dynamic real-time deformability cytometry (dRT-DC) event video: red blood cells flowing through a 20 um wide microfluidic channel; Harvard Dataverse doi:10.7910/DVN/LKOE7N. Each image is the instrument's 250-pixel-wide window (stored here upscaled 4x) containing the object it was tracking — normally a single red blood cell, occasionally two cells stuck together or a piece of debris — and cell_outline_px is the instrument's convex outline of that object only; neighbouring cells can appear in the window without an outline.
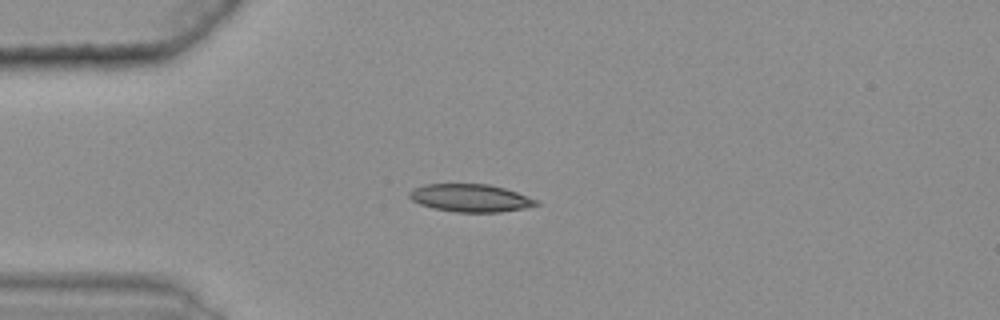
{"species": "common noctule bat (a hibernating species)", "species_latin": "Nyctalus noctula", "temperature_condition": "warm", "stored_images_in_passage": 34, "camera_frame_rate_fps": 3000, "um_per_image_px": 0.085, "animal": {"sex": "female", "body_mass_g": 25.1}, "frame": {"image": 1, "passage_image": 1, "time_ms": 0.0, "image_size_px": [1000, 320], "cell_outline_px": [[540, 204], [524, 208], [500, 212], [456, 212], [432, 208], [420, 204], [412, 200], [408, 196], [408, 192], [412, 188], [424, 184], [488, 184], [504, 188], [516, 192], [536, 200]], "centroid_in_image_um": [39.93, 16.82], "position_along_channel_um": 45.1, "area_um2": 20.46}}
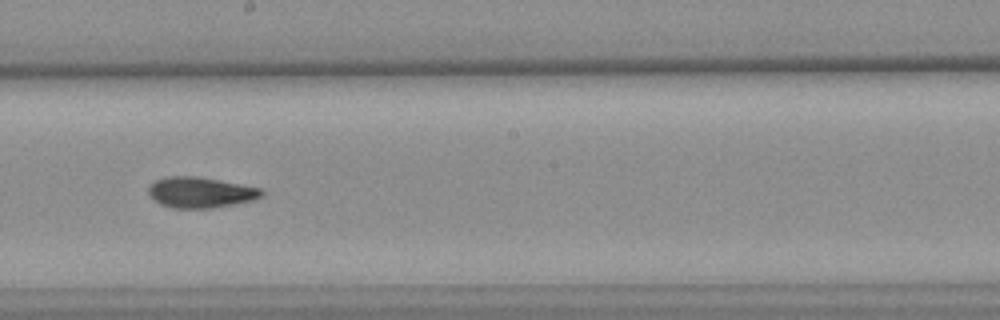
{"frame": {"image": 2, "passage_image": 18, "time_ms": 5.667, "image_size_px": [1000, 320], "cell_outline_px": [[264, 192], [260, 196], [252, 200], [212, 208], [172, 208], [160, 204], [148, 192], [148, 188], [156, 180], [168, 176], [192, 176], [264, 188]], "centroid_in_image_um": [17.04, 16.36], "position_along_channel_um": 231.2, "area_um2": 19.88}}
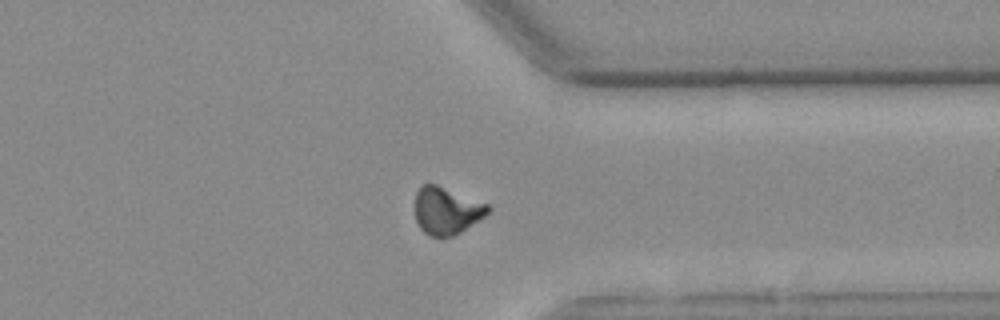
{"frame": {"image": 3, "passage_image": 30, "time_ms": 9.667, "image_size_px": [1000, 320], "cell_outline_px": [[492, 208], [484, 216], [460, 232], [452, 236], [432, 236], [424, 232], [420, 228], [416, 220], [416, 192], [420, 184], [436, 184], [488, 204]], "centroid_in_image_um": [37.94, 17.89], "position_along_channel_um": 373.5, "area_um2": 19.83}, "authors_computed_cell_mechanics": {"area_um2": 19.9699, "velocity_mm_per_s": 3.6176, "shape_relaxation_time_tau1_ms": null, "shape_relaxation_time_tau2_ms": 2.7187, "deformation_change_tau1": null, "deformation_change_tau2": 0.0848}}